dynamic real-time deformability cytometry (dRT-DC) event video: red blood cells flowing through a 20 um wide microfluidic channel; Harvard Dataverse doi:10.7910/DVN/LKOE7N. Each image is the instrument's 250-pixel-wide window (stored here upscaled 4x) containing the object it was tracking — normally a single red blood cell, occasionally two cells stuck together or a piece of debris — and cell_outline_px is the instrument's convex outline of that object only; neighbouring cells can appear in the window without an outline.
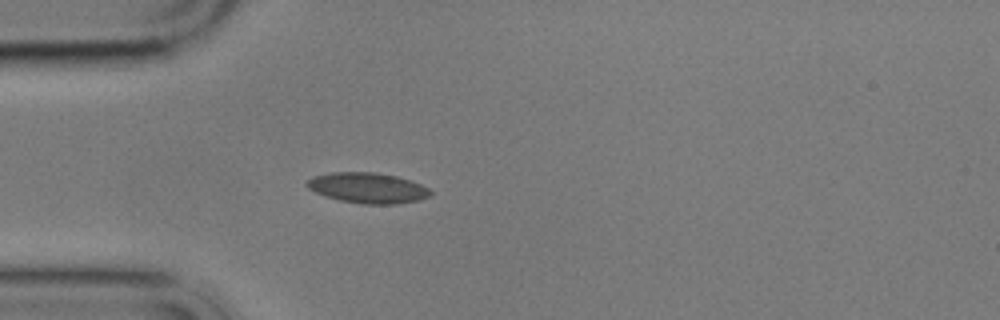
{"species": "common noctule bat (a hibernating species)", "species_latin": "Nyctalus noctula", "temperature_condition": "cold", "stored_images_in_passage": 1, "camera_frame_rate_fps": 3000, "um_per_image_px": 0.085, "animal": {"sex": "male", "body_mass_g": 17.9}, "frame": {"image": 1, "passage_image": 1, "time_ms": 0.0, "image_size_px": [1000, 320], "cell_outline_px": [[432, 192], [428, 196], [416, 200], [396, 204], [360, 204], [340, 200], [324, 196], [308, 188], [304, 184], [312, 176], [332, 172], [376, 172], [396, 176], [420, 184], [428, 188]], "centroid_in_image_um": [31.2, 15.97], "position_along_channel_um": 53.8, "area_um2": 21.85}}